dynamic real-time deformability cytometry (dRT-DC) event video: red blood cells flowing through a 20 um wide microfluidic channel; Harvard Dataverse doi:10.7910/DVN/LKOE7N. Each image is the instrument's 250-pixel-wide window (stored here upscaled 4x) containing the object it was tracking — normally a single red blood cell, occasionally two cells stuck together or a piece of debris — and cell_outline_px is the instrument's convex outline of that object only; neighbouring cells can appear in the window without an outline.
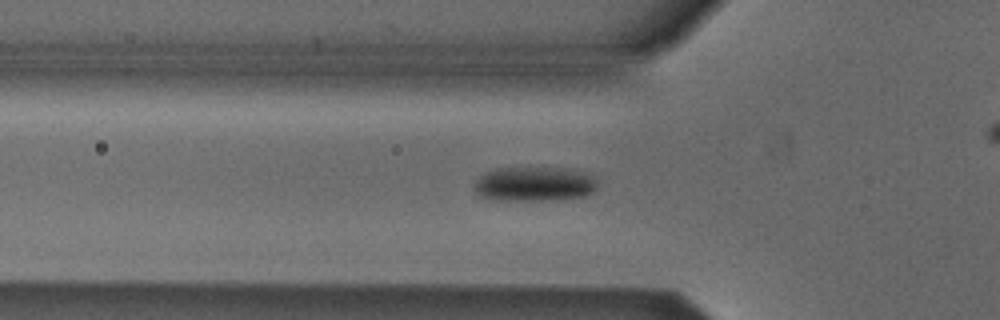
{"species": "Egyptian fruit bat (a non-hibernating species)", "species_latin": "Rousettus aegyptiacus", "temperature_condition": "cold", "stored_images_in_passage": 46, "camera_frame_rate_fps": 3000, "um_per_image_px": 0.085, "animal": {"sex": "male"}, "frame": {"image": 1, "passage_image": 10, "time_ms": 3.0, "image_size_px": [1000, 320], "cell_outline_px": [[596, 188], [592, 192], [584, 196], [552, 200], [500, 200], [480, 196], [476, 192], [476, 180], [480, 176], [496, 168], [568, 168], [588, 172], [596, 180]], "centroid_in_image_um": [45.47, 15.63], "position_along_channel_um": 80.3, "area_um2": 24.68}}
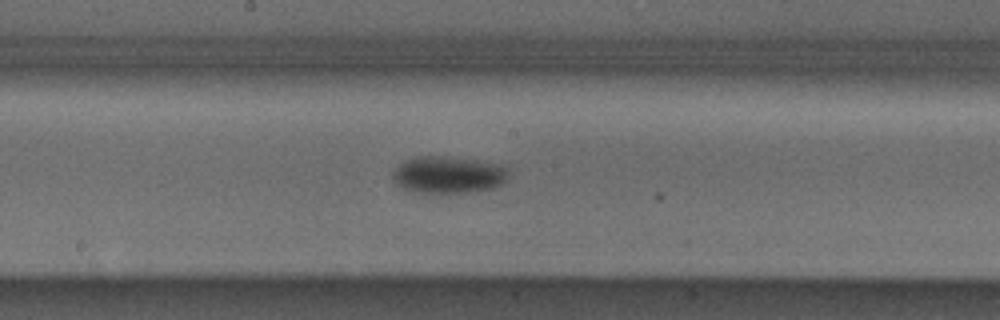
{"frame": {"image": 2, "passage_image": 20, "time_ms": 6.333, "image_size_px": [1000, 320], "cell_outline_px": [[508, 180], [492, 188], [448, 196], [432, 196], [412, 192], [396, 184], [392, 176], [392, 172], [400, 164], [416, 156], [448, 156], [504, 164], [508, 168]], "centroid_in_image_um": [38.11, 14.91], "position_along_channel_um": 210.1, "area_um2": 26.13}}
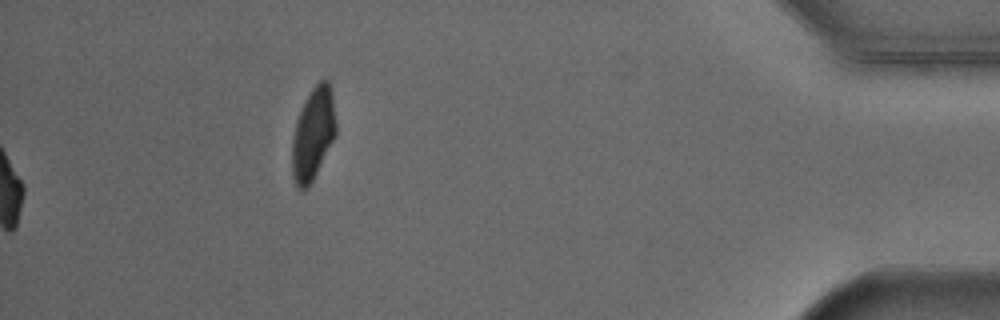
{"frame": {"image": 3, "passage_image": 46, "time_ms": 15.0, "image_size_px": [1000, 320], "cell_outline_px": [[336, 136], [312, 180], [304, 188], [296, 188], [292, 172], [292, 140], [296, 120], [304, 100], [312, 88], [320, 80], [328, 80], [332, 88], [336, 124]], "centroid_in_image_um": [26.62, 11.32], "position_along_channel_um": 408.6, "area_um2": 23.58}, "authors_computed_cell_mechanics": {"area_um2": 23.4957, "velocity_mm_per_s": 3.8844, "shape_relaxation_time_tau1_ms": 11.0143, "shape_relaxation_time_tau2_ms": null, "deformation_change_tau1": 0.1867, "deformation_change_tau2": null}}